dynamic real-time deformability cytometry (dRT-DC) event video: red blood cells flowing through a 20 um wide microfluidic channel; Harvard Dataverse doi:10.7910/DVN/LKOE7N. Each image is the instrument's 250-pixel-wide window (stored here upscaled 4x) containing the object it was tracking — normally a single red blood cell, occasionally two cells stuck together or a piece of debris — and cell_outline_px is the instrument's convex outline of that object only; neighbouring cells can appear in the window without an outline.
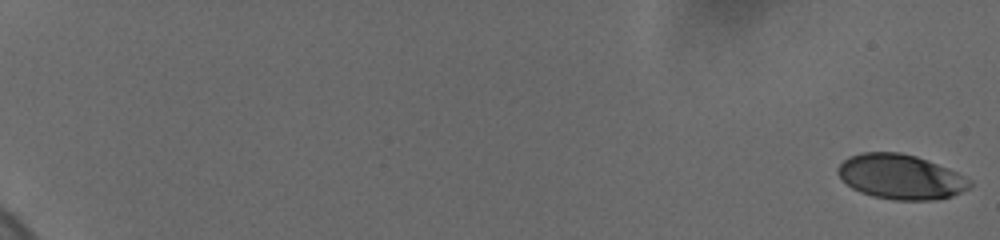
{"species": "human", "species_latin": "Homo sapiens", "temperature_condition": "cold", "stored_images_in_passage": 61, "segment_of_instrument_passage": [1, 2], "camera_frame_rate_fps": 3000, "um_per_image_px": 0.085, "donor": {"sex": "female"}, "frame": {"image": 1, "passage_image": 1, "time_ms": 0.0, "image_size_px": [1000, 240], "cell_outline_px": [[972, 184], [968, 188], [952, 196], [936, 200], [896, 200], [872, 196], [860, 192], [852, 188], [836, 172], [836, 168], [848, 156], [860, 152], [900, 152], [916, 156], [928, 160], [948, 168], [972, 180]], "centroid_in_image_um": [76.55, 15.02], "position_along_channel_um": 8.5, "area_um2": 34.51}}
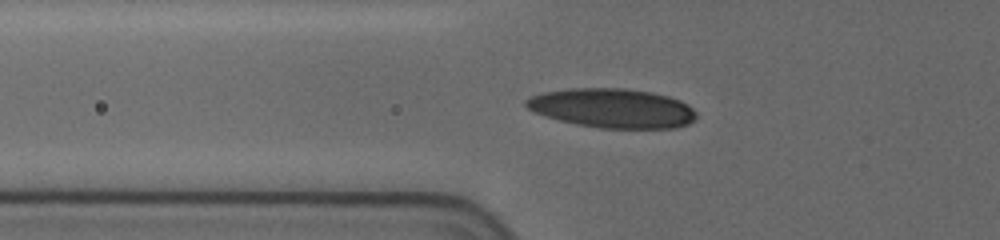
{"frame": {"image": 2, "passage_image": 25, "time_ms": 8.0, "image_size_px": [1000, 240], "cell_outline_px": [[696, 120], [688, 124], [676, 128], [600, 128], [576, 124], [544, 116], [528, 108], [524, 104], [524, 100], [532, 96], [544, 92], [568, 88], [624, 88], [652, 92], [668, 96], [680, 100], [688, 104], [696, 112]], "centroid_in_image_um": [52.07, 9.19], "position_along_channel_um": 73.7, "area_um2": 39.13}}
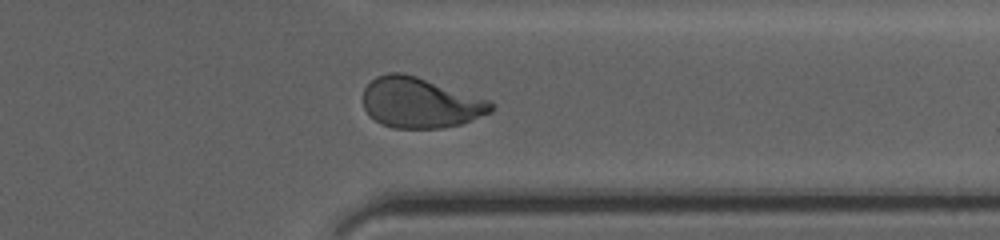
{"frame": {"image": 3, "passage_image": 50, "time_ms": 16.333, "image_size_px": [1000, 240], "cell_outline_px": [[492, 112], [460, 124], [440, 128], [392, 128], [380, 124], [364, 108], [364, 88], [376, 76], [388, 72], [404, 72], [488, 100], [492, 104]], "centroid_in_image_um": [35.69, 8.73], "position_along_channel_um": 375.7, "area_um2": 37.22}}